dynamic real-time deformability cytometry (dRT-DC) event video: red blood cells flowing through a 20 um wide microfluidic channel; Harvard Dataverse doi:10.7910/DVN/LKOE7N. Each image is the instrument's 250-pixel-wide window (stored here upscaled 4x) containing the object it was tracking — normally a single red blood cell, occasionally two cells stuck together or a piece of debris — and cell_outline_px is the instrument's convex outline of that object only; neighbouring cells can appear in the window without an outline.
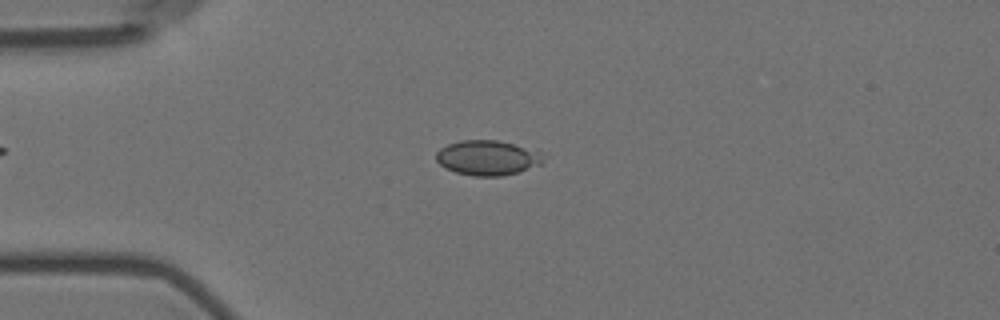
{"species": "Egyptian fruit bat (a non-hibernating species)", "species_latin": "Rousettus aegyptiacus", "temperature_condition": "room temperature", "stored_images_in_passage": 5, "camera_frame_rate_fps": 3000, "um_per_image_px": 0.085, "animal": {"sex": "female"}, "frame": {"image": 1, "passage_image": 3, "time_ms": 2.333, "image_size_px": [1000, 320], "cell_outline_px": [[548, 156], [544, 164], [504, 176], [472, 176], [456, 172], [440, 164], [436, 160], [436, 152], [440, 148], [448, 144], [460, 140], [496, 140], [548, 152]], "centroid_in_image_um": [41.56, 13.41], "position_along_channel_um": 43.4, "area_um2": 22.31}}